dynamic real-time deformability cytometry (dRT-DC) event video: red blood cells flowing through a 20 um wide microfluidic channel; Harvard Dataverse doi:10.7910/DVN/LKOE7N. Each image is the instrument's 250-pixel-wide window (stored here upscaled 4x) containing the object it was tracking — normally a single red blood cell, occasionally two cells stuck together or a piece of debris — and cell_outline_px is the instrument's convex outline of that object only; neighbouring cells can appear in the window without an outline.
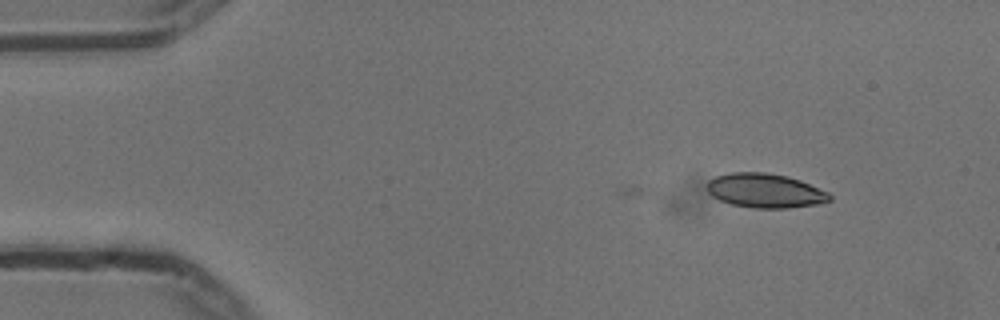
{"species": "common noctule bat (a hibernating species)", "species_latin": "Nyctalus noctula", "temperature_condition": "cold", "stored_images_in_passage": 6, "camera_frame_rate_fps": 3000, "um_per_image_px": 0.085, "animal": {"sex": "male", "body_mass_g": 13.3}, "frame": {"image": 1, "passage_image": 6, "time_ms": 1.667, "image_size_px": [1000, 320], "cell_outline_px": [[832, 200], [816, 204], [788, 208], [756, 208], [732, 204], [720, 200], [712, 196], [708, 192], [704, 184], [708, 180], [716, 176], [732, 172], [764, 172], [788, 176], [800, 180], [828, 192], [832, 196]], "centroid_in_image_um": [65.01, 16.2], "position_along_channel_um": 20.0, "area_um2": 24.57}}